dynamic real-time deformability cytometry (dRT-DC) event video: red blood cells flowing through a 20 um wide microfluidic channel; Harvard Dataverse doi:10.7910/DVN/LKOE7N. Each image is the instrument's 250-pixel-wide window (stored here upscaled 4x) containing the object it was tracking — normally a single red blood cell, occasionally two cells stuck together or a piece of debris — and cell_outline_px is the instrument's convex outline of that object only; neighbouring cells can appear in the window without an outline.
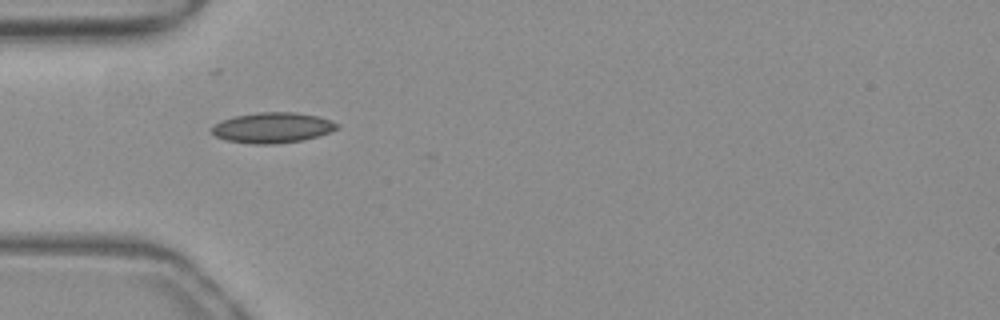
{"species": "common noctule bat (a hibernating species)", "species_latin": "Nyctalus noctula", "temperature_condition": "warm", "stored_images_in_passage": 19, "camera_frame_rate_fps": 3000, "um_per_image_px": 0.085, "animal": {"sex": "female", "body_mass_g": 19.3, "forearm_length_mm": 54.1}, "frame": {"image": 1, "passage_image": 1, "time_ms": 0.0, "image_size_px": [1000, 320], "cell_outline_px": [[340, 128], [320, 136], [304, 140], [276, 144], [252, 144], [228, 140], [216, 136], [212, 132], [212, 128], [216, 124], [224, 120], [236, 116], [256, 112], [296, 112], [316, 116], [340, 124]], "centroid_in_image_um": [23.22, 10.86], "position_along_channel_um": 61.8, "area_um2": 22.14}}